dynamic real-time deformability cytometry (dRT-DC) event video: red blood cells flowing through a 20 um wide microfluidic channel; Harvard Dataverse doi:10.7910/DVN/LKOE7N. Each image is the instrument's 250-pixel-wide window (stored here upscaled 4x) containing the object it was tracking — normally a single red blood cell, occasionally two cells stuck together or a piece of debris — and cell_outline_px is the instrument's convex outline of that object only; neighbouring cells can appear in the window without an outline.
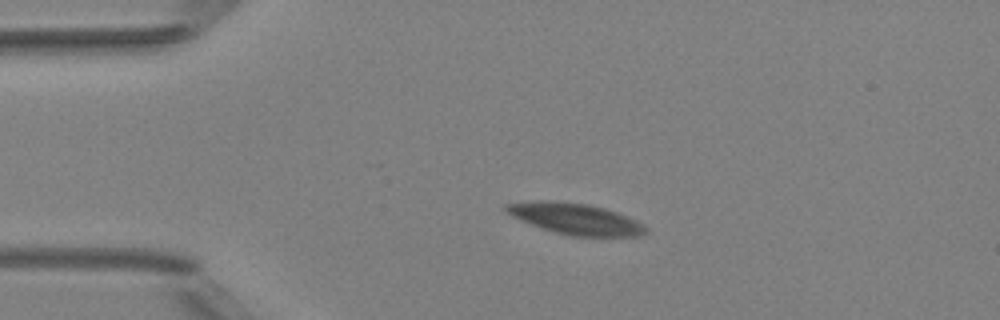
{"species": "Egyptian fruit bat (a non-hibernating species)", "species_latin": "Rousettus aegyptiacus", "temperature_condition": "room temperature", "stored_images_in_passage": 6, "camera_frame_rate_fps": 3000, "um_per_image_px": 0.085, "animal": {"sex": "female"}, "frame": {"image": 1, "passage_image": 3, "time_ms": 2.333, "image_size_px": [1000, 320], "cell_outline_px": [[648, 232], [640, 236], [568, 236], [520, 220], [504, 212], [504, 204], [536, 200], [548, 200], [588, 204], [604, 208], [616, 212], [636, 220], [644, 224], [648, 228]], "centroid_in_image_um": [48.91, 18.59], "position_along_channel_um": 36.1, "area_um2": 25.32}}
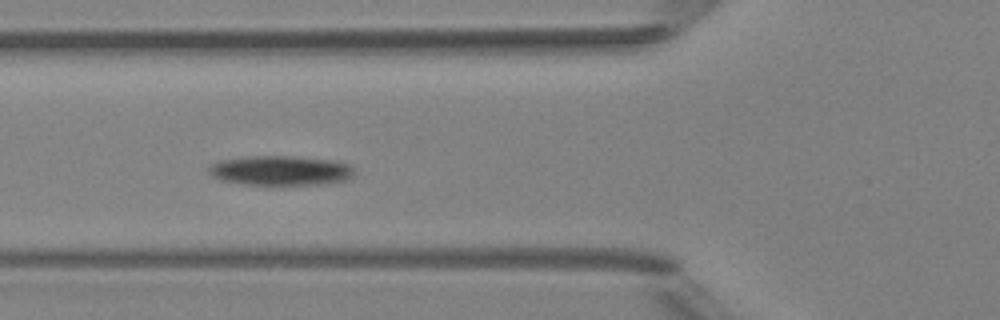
{"frame": {"image": 2, "passage_image": 5, "time_ms": 5.333, "image_size_px": [1000, 320], "cell_outline_px": [[352, 176], [348, 180], [328, 184], [244, 184], [220, 180], [212, 176], [208, 172], [208, 168], [212, 164], [220, 160], [244, 156], [292, 156], [336, 160], [348, 164], [352, 168]], "centroid_in_image_um": [23.84, 14.49], "position_along_channel_um": 102.0, "area_um2": 25.26}}
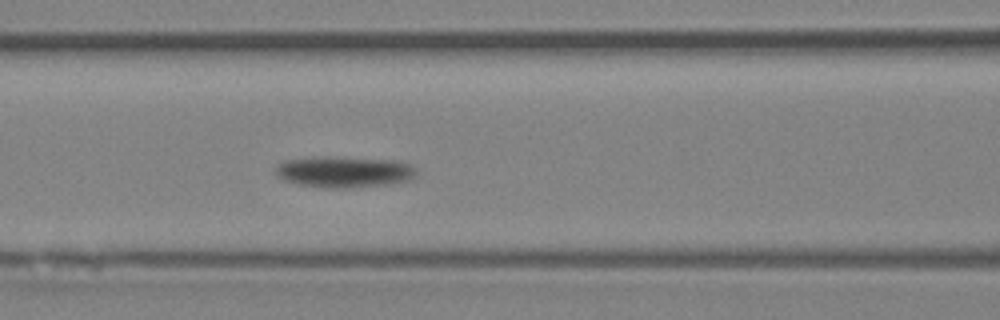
{"frame": {"image": 3, "passage_image": 6, "time_ms": 6.333, "image_size_px": [1000, 320], "cell_outline_px": [[416, 176], [408, 180], [388, 184], [344, 188], [324, 188], [300, 184], [284, 180], [276, 172], [276, 164], [284, 160], [320, 156], [324, 156], [396, 160], [408, 164], [416, 168]], "centroid_in_image_um": [29.24, 14.6], "position_along_channel_um": 137.4, "area_um2": 25.55}}